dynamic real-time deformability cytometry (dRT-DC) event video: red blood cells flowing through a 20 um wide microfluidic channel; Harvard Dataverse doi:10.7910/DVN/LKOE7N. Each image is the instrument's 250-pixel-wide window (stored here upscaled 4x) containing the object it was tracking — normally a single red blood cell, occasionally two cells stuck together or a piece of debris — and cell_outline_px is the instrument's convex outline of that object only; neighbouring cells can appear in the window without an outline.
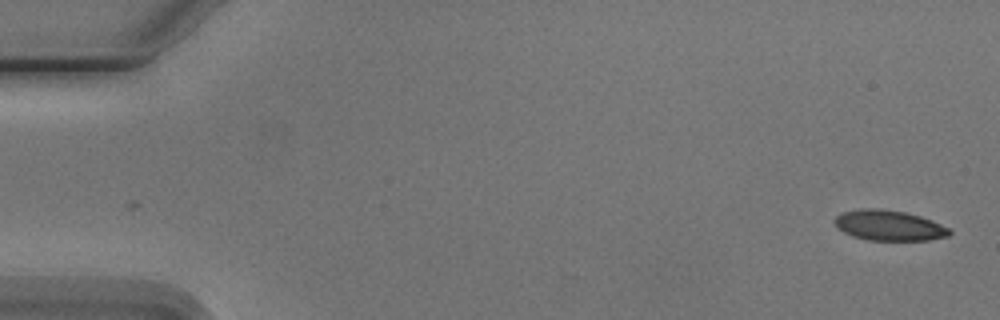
{"species": "Egyptian fruit bat (a non-hibernating species)", "species_latin": "Rousettus aegyptiacus", "temperature_condition": "cold", "stored_images_in_passage": 6, "camera_frame_rate_fps": 3000, "um_per_image_px": 0.085, "animal": {"sex": "male"}, "frame": {"image": 1, "passage_image": 1, "time_ms": 0.0, "image_size_px": [1000, 320], "cell_outline_px": [[952, 232], [948, 236], [928, 240], [868, 240], [852, 236], [844, 232], [832, 220], [836, 216], [844, 212], [860, 208], [880, 208], [904, 212], [920, 216], [932, 220], [948, 228]], "centroid_in_image_um": [75.56, 19.16], "position_along_channel_um": 9.4, "area_um2": 20.23}}